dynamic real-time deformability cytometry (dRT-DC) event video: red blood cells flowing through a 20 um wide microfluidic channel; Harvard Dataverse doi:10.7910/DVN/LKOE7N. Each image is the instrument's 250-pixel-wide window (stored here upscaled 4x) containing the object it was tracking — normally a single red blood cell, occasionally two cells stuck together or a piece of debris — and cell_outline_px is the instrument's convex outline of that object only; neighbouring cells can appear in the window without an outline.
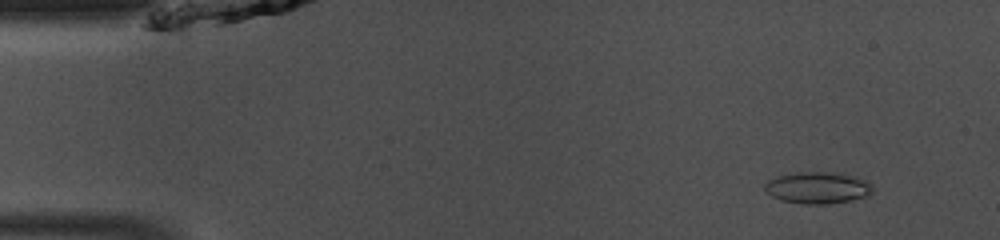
{"species": "common noctule bat (a hibernating species)", "species_latin": "Nyctalus noctula", "temperature_condition": "room temperature", "stored_images_in_passage": 47, "camera_frame_rate_fps": 3000, "um_per_image_px": 0.085, "animal": {"sex": "male", "body_mass_g": 13.0, "forearm_length_mm": 53.1}, "frame": {"image": 1, "passage_image": 4, "time_ms": 1.0, "image_size_px": [1000, 240], "cell_outline_px": [[872, 192], [868, 196], [852, 200], [828, 204], [804, 204], [780, 200], [764, 192], [764, 184], [768, 180], [776, 176], [800, 172], [832, 172], [856, 176], [868, 180], [872, 184]], "centroid_in_image_um": [69.51, 15.96], "position_along_channel_um": 15.5, "area_um2": 20.23}}
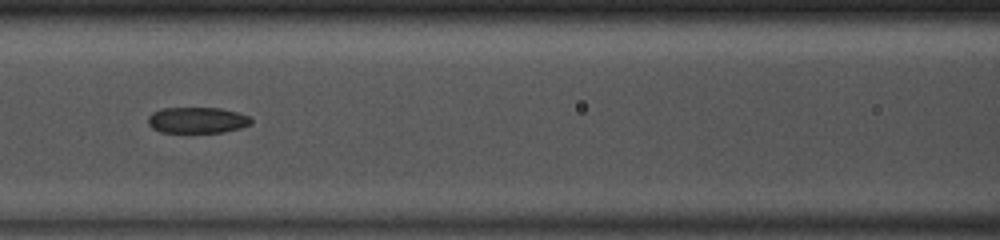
{"frame": {"image": 2, "passage_image": 20, "time_ms": 6.333, "image_size_px": [1000, 240], "cell_outline_px": [[252, 124], [240, 128], [224, 132], [160, 132], [152, 128], [148, 124], [148, 116], [152, 112], [160, 108], [220, 108], [236, 112], [248, 116], [252, 120]], "centroid_in_image_um": [16.74, 10.21], "position_along_channel_um": 149.9, "area_um2": 15.66}}
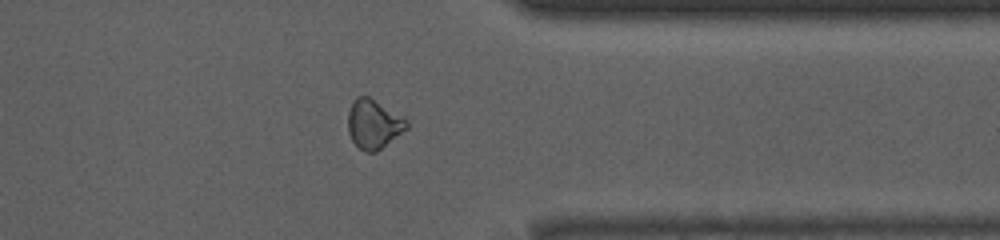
{"frame": {"image": 3, "passage_image": 37, "time_ms": 12.0, "image_size_px": [1000, 240], "cell_outline_px": [[408, 128], [376, 152], [364, 152], [352, 140], [348, 132], [348, 112], [352, 100], [356, 96], [368, 96], [408, 120]], "centroid_in_image_um": [31.74, 10.54], "position_along_channel_um": 379.7, "area_um2": 16.7}, "authors_computed_cell_mechanics": {"area_um2": 16.8776, "velocity_mm_per_s": 4.1633, "shape_relaxation_time_tau1_ms": 10.3911, "shape_relaxation_time_tau2_ms": 6.7134, "deformation_change_tau1": 0.2301, "deformation_change_tau2": 0.1346}}